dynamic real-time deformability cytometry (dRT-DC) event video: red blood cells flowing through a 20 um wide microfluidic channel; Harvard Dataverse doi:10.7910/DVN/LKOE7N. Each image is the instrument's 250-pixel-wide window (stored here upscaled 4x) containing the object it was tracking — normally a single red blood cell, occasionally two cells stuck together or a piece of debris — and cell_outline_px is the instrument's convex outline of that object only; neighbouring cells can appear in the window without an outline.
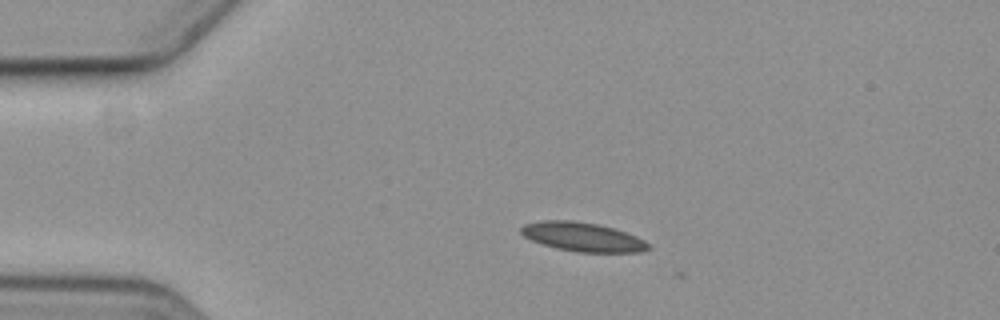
{"species": "common noctule bat (a hibernating species)", "species_latin": "Nyctalus noctula", "temperature_condition": "cold", "stored_images_in_passage": 4, "camera_frame_rate_fps": 3000, "um_per_image_px": 0.085, "animal": {"sex": "female", "body_mass_g": 19.3, "forearm_length_mm": 54.1}, "frame": {"image": 1, "passage_image": 2, "time_ms": 1.333, "image_size_px": [1000, 320], "cell_outline_px": [[652, 248], [640, 252], [576, 252], [556, 248], [532, 240], [524, 236], [520, 232], [520, 228], [524, 224], [540, 220], [572, 220], [600, 224], [616, 228], [636, 236], [644, 240]], "centroid_in_image_um": [49.54, 20.12], "position_along_channel_um": 35.5, "area_um2": 21.68}}